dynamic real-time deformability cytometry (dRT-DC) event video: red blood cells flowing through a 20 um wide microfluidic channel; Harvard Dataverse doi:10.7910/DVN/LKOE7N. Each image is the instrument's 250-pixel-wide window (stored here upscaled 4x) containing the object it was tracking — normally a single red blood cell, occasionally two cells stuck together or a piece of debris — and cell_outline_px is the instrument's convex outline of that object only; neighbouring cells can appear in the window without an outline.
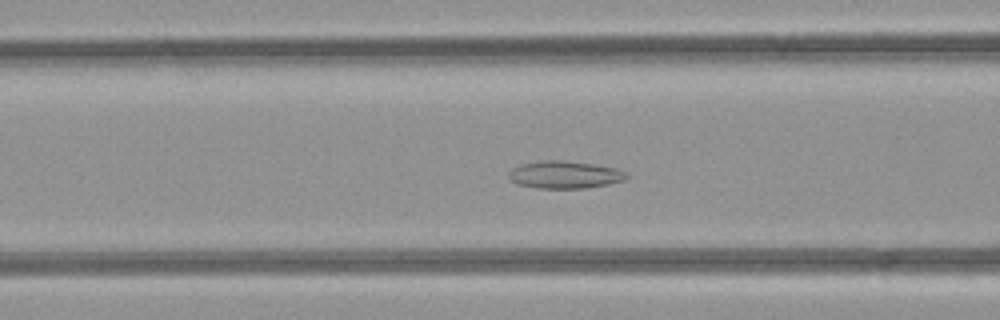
{"species": "common noctule bat (a hibernating species)", "species_latin": "Nyctalus noctula", "temperature_condition": "room temperature", "stored_images_in_passage": 50, "camera_frame_rate_fps": 3000, "um_per_image_px": 0.085, "animal": {"sex": "female", "body_mass_g": 21.9}, "frame": {"image": 1, "passage_image": 19, "time_ms": 6.0, "image_size_px": [1000, 320], "cell_outline_px": [[628, 176], [624, 180], [608, 184], [584, 188], [536, 188], [516, 184], [508, 176], [508, 172], [512, 168], [520, 164], [544, 160], [564, 160], [592, 164], [616, 168], [624, 172]], "centroid_in_image_um": [47.95, 14.85], "position_along_channel_um": 118.6, "area_um2": 18.79}}
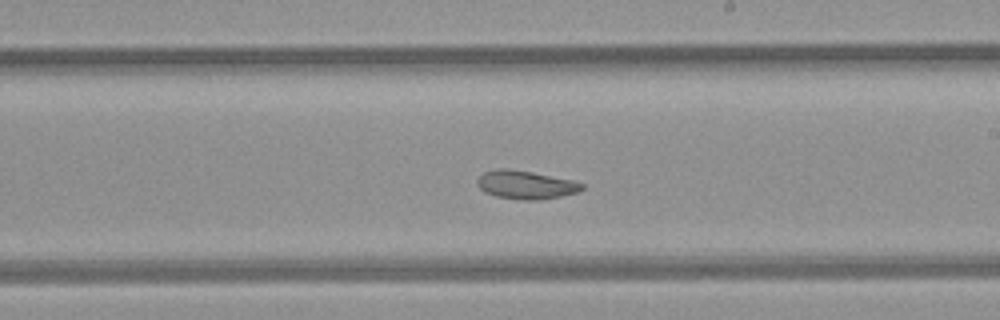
{"frame": {"image": 2, "passage_image": 28, "time_ms": 9.0, "image_size_px": [1000, 320], "cell_outline_px": [[584, 188], [576, 192], [560, 196], [540, 200], [524, 200], [496, 196], [484, 192], [476, 184], [476, 180], [484, 172], [500, 168], [508, 168], [532, 172], [572, 180], [584, 184]], "centroid_in_image_um": [44.66, 15.7], "position_along_channel_um": 244.3, "area_um2": 17.22}}
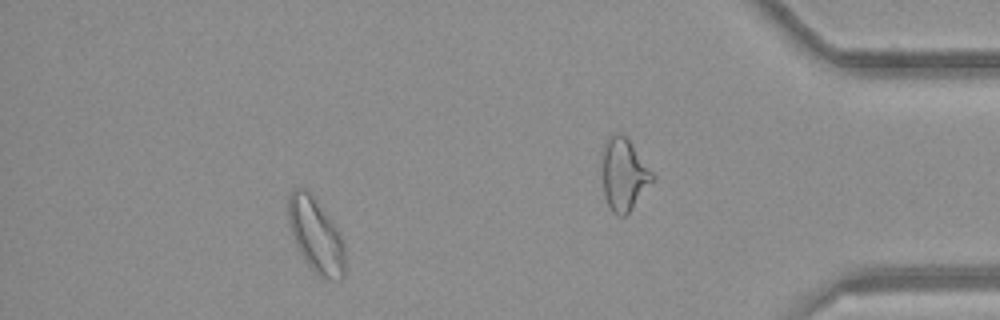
{"frame": {"image": 3, "passage_image": 44, "time_ms": 14.333, "image_size_px": [1000, 320], "cell_outline_px": [[344, 276], [340, 280], [328, 280], [320, 276], [304, 260], [296, 244], [288, 220], [288, 196], [292, 188], [304, 188], [312, 196], [340, 232], [344, 244]], "centroid_in_image_um": [26.85, 20.01], "position_along_channel_um": 408.4, "area_um2": 24.22}}